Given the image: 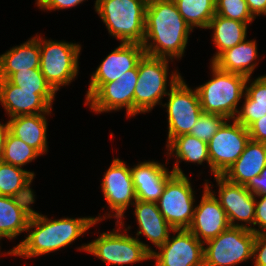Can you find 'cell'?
Masks as SVG:
<instances>
[{"label": "cell", "mask_w": 266, "mask_h": 266, "mask_svg": "<svg viewBox=\"0 0 266 266\" xmlns=\"http://www.w3.org/2000/svg\"><path fill=\"white\" fill-rule=\"evenodd\" d=\"M191 27L174 0H150L146 7L145 54L173 60L183 56ZM152 41L149 43V41Z\"/></svg>", "instance_id": "obj_1"}, {"label": "cell", "mask_w": 266, "mask_h": 266, "mask_svg": "<svg viewBox=\"0 0 266 266\" xmlns=\"http://www.w3.org/2000/svg\"><path fill=\"white\" fill-rule=\"evenodd\" d=\"M102 219L100 216L96 218L89 216L52 220L33 211L26 230L30 233L6 254L31 258L62 249Z\"/></svg>", "instance_id": "obj_2"}, {"label": "cell", "mask_w": 266, "mask_h": 266, "mask_svg": "<svg viewBox=\"0 0 266 266\" xmlns=\"http://www.w3.org/2000/svg\"><path fill=\"white\" fill-rule=\"evenodd\" d=\"M147 3L145 0H96L95 11L111 36L121 43L142 44Z\"/></svg>", "instance_id": "obj_3"}, {"label": "cell", "mask_w": 266, "mask_h": 266, "mask_svg": "<svg viewBox=\"0 0 266 266\" xmlns=\"http://www.w3.org/2000/svg\"><path fill=\"white\" fill-rule=\"evenodd\" d=\"M212 79L196 87L201 109L226 119H235L239 101L245 95L247 77L226 72L211 62Z\"/></svg>", "instance_id": "obj_4"}, {"label": "cell", "mask_w": 266, "mask_h": 266, "mask_svg": "<svg viewBox=\"0 0 266 266\" xmlns=\"http://www.w3.org/2000/svg\"><path fill=\"white\" fill-rule=\"evenodd\" d=\"M168 102V139L166 146L177 136L189 134L202 114L201 104L196 89L188 87L179 72H172Z\"/></svg>", "instance_id": "obj_5"}, {"label": "cell", "mask_w": 266, "mask_h": 266, "mask_svg": "<svg viewBox=\"0 0 266 266\" xmlns=\"http://www.w3.org/2000/svg\"><path fill=\"white\" fill-rule=\"evenodd\" d=\"M119 231L120 228L103 232L97 239L83 244L78 250L93 254L103 263L111 265L133 264L151 259L154 250L149 245Z\"/></svg>", "instance_id": "obj_6"}, {"label": "cell", "mask_w": 266, "mask_h": 266, "mask_svg": "<svg viewBox=\"0 0 266 266\" xmlns=\"http://www.w3.org/2000/svg\"><path fill=\"white\" fill-rule=\"evenodd\" d=\"M80 52L79 44L40 37V71L55 91L77 76Z\"/></svg>", "instance_id": "obj_7"}, {"label": "cell", "mask_w": 266, "mask_h": 266, "mask_svg": "<svg viewBox=\"0 0 266 266\" xmlns=\"http://www.w3.org/2000/svg\"><path fill=\"white\" fill-rule=\"evenodd\" d=\"M170 59L144 54L138 62V80L134 91V116L151 111L166 96Z\"/></svg>", "instance_id": "obj_8"}, {"label": "cell", "mask_w": 266, "mask_h": 266, "mask_svg": "<svg viewBox=\"0 0 266 266\" xmlns=\"http://www.w3.org/2000/svg\"><path fill=\"white\" fill-rule=\"evenodd\" d=\"M255 234L243 227L230 226L204 244V266H234L253 258Z\"/></svg>", "instance_id": "obj_9"}, {"label": "cell", "mask_w": 266, "mask_h": 266, "mask_svg": "<svg viewBox=\"0 0 266 266\" xmlns=\"http://www.w3.org/2000/svg\"><path fill=\"white\" fill-rule=\"evenodd\" d=\"M138 80V65L124 73L117 81L90 84L85 104L96 113L126 107L127 117L134 116V91Z\"/></svg>", "instance_id": "obj_10"}, {"label": "cell", "mask_w": 266, "mask_h": 266, "mask_svg": "<svg viewBox=\"0 0 266 266\" xmlns=\"http://www.w3.org/2000/svg\"><path fill=\"white\" fill-rule=\"evenodd\" d=\"M194 191L188 177L174 174L157 201L165 220L174 229H188L194 215Z\"/></svg>", "instance_id": "obj_11"}, {"label": "cell", "mask_w": 266, "mask_h": 266, "mask_svg": "<svg viewBox=\"0 0 266 266\" xmlns=\"http://www.w3.org/2000/svg\"><path fill=\"white\" fill-rule=\"evenodd\" d=\"M233 120V123L229 124L227 119L208 142L211 172L214 176L223 175L250 141L248 128Z\"/></svg>", "instance_id": "obj_12"}, {"label": "cell", "mask_w": 266, "mask_h": 266, "mask_svg": "<svg viewBox=\"0 0 266 266\" xmlns=\"http://www.w3.org/2000/svg\"><path fill=\"white\" fill-rule=\"evenodd\" d=\"M102 180L103 196L108 202L111 212L115 213L105 215H108V218L109 216L115 217L117 219L116 226L120 224L119 226L122 228L125 210L137 200L131 168L127 167L126 163L119 158H114Z\"/></svg>", "instance_id": "obj_13"}, {"label": "cell", "mask_w": 266, "mask_h": 266, "mask_svg": "<svg viewBox=\"0 0 266 266\" xmlns=\"http://www.w3.org/2000/svg\"><path fill=\"white\" fill-rule=\"evenodd\" d=\"M176 236L151 253L155 266H204V243L200 242L188 229H174Z\"/></svg>", "instance_id": "obj_14"}, {"label": "cell", "mask_w": 266, "mask_h": 266, "mask_svg": "<svg viewBox=\"0 0 266 266\" xmlns=\"http://www.w3.org/2000/svg\"><path fill=\"white\" fill-rule=\"evenodd\" d=\"M214 177L219 186L217 200L225 210L230 226L252 231L251 225H255V195L249 192L245 185L232 183L222 175ZM236 220L245 222V225L236 224Z\"/></svg>", "instance_id": "obj_15"}, {"label": "cell", "mask_w": 266, "mask_h": 266, "mask_svg": "<svg viewBox=\"0 0 266 266\" xmlns=\"http://www.w3.org/2000/svg\"><path fill=\"white\" fill-rule=\"evenodd\" d=\"M216 197L206 182L201 201L199 205L195 206L193 219L188 227V230L203 243L215 238L230 227L226 212Z\"/></svg>", "instance_id": "obj_16"}, {"label": "cell", "mask_w": 266, "mask_h": 266, "mask_svg": "<svg viewBox=\"0 0 266 266\" xmlns=\"http://www.w3.org/2000/svg\"><path fill=\"white\" fill-rule=\"evenodd\" d=\"M144 54L142 44L120 43L91 75L90 84L117 81L125 72L134 69Z\"/></svg>", "instance_id": "obj_17"}, {"label": "cell", "mask_w": 266, "mask_h": 266, "mask_svg": "<svg viewBox=\"0 0 266 266\" xmlns=\"http://www.w3.org/2000/svg\"><path fill=\"white\" fill-rule=\"evenodd\" d=\"M0 103L10 118L19 115L50 114L52 106L34 91L22 90L7 79H0Z\"/></svg>", "instance_id": "obj_18"}, {"label": "cell", "mask_w": 266, "mask_h": 266, "mask_svg": "<svg viewBox=\"0 0 266 266\" xmlns=\"http://www.w3.org/2000/svg\"><path fill=\"white\" fill-rule=\"evenodd\" d=\"M131 168L137 200L157 202L166 182L175 174L159 162L145 161Z\"/></svg>", "instance_id": "obj_19"}, {"label": "cell", "mask_w": 266, "mask_h": 266, "mask_svg": "<svg viewBox=\"0 0 266 266\" xmlns=\"http://www.w3.org/2000/svg\"><path fill=\"white\" fill-rule=\"evenodd\" d=\"M35 199L13 198L0 195V240L15 239L26 232L29 220L33 214Z\"/></svg>", "instance_id": "obj_20"}, {"label": "cell", "mask_w": 266, "mask_h": 266, "mask_svg": "<svg viewBox=\"0 0 266 266\" xmlns=\"http://www.w3.org/2000/svg\"><path fill=\"white\" fill-rule=\"evenodd\" d=\"M134 215L139 226L138 236L143 234L157 248L163 245L170 236L169 231L174 228L165 220L161 214L157 202L136 200Z\"/></svg>", "instance_id": "obj_21"}, {"label": "cell", "mask_w": 266, "mask_h": 266, "mask_svg": "<svg viewBox=\"0 0 266 266\" xmlns=\"http://www.w3.org/2000/svg\"><path fill=\"white\" fill-rule=\"evenodd\" d=\"M266 167V143L250 139L239 158L222 175L228 181L246 185Z\"/></svg>", "instance_id": "obj_22"}, {"label": "cell", "mask_w": 266, "mask_h": 266, "mask_svg": "<svg viewBox=\"0 0 266 266\" xmlns=\"http://www.w3.org/2000/svg\"><path fill=\"white\" fill-rule=\"evenodd\" d=\"M28 69H40L38 35L0 55V79H8L13 73Z\"/></svg>", "instance_id": "obj_23"}, {"label": "cell", "mask_w": 266, "mask_h": 266, "mask_svg": "<svg viewBox=\"0 0 266 266\" xmlns=\"http://www.w3.org/2000/svg\"><path fill=\"white\" fill-rule=\"evenodd\" d=\"M45 115H19L9 119V132L36 149L41 155L47 152V120Z\"/></svg>", "instance_id": "obj_24"}, {"label": "cell", "mask_w": 266, "mask_h": 266, "mask_svg": "<svg viewBox=\"0 0 266 266\" xmlns=\"http://www.w3.org/2000/svg\"><path fill=\"white\" fill-rule=\"evenodd\" d=\"M256 40H244L232 48L222 52L212 63L219 69L243 75L247 78L251 77L252 72L257 65Z\"/></svg>", "instance_id": "obj_25"}, {"label": "cell", "mask_w": 266, "mask_h": 266, "mask_svg": "<svg viewBox=\"0 0 266 266\" xmlns=\"http://www.w3.org/2000/svg\"><path fill=\"white\" fill-rule=\"evenodd\" d=\"M34 176V172L3 162L0 159V195L35 199L34 192L30 188Z\"/></svg>", "instance_id": "obj_26"}, {"label": "cell", "mask_w": 266, "mask_h": 266, "mask_svg": "<svg viewBox=\"0 0 266 266\" xmlns=\"http://www.w3.org/2000/svg\"><path fill=\"white\" fill-rule=\"evenodd\" d=\"M169 155L174 154L178 160L173 166L172 171L177 175H184L179 167L180 160L193 162L202 165L204 161L208 163L211 170L210 159L208 155V143L190 135L183 134L175 137L167 146Z\"/></svg>", "instance_id": "obj_27"}, {"label": "cell", "mask_w": 266, "mask_h": 266, "mask_svg": "<svg viewBox=\"0 0 266 266\" xmlns=\"http://www.w3.org/2000/svg\"><path fill=\"white\" fill-rule=\"evenodd\" d=\"M246 82L245 102L235 120L248 128L253 122L266 115V75ZM250 83V86L247 85Z\"/></svg>", "instance_id": "obj_28"}, {"label": "cell", "mask_w": 266, "mask_h": 266, "mask_svg": "<svg viewBox=\"0 0 266 266\" xmlns=\"http://www.w3.org/2000/svg\"><path fill=\"white\" fill-rule=\"evenodd\" d=\"M247 23L228 19L215 14L206 29H213V42L218 49L211 62L222 52L241 43L247 36Z\"/></svg>", "instance_id": "obj_29"}, {"label": "cell", "mask_w": 266, "mask_h": 266, "mask_svg": "<svg viewBox=\"0 0 266 266\" xmlns=\"http://www.w3.org/2000/svg\"><path fill=\"white\" fill-rule=\"evenodd\" d=\"M179 13L193 30L206 29L216 14V0H174Z\"/></svg>", "instance_id": "obj_30"}, {"label": "cell", "mask_w": 266, "mask_h": 266, "mask_svg": "<svg viewBox=\"0 0 266 266\" xmlns=\"http://www.w3.org/2000/svg\"><path fill=\"white\" fill-rule=\"evenodd\" d=\"M7 80L22 90L40 94L52 106L57 92L46 81L40 69L15 72Z\"/></svg>", "instance_id": "obj_31"}, {"label": "cell", "mask_w": 266, "mask_h": 266, "mask_svg": "<svg viewBox=\"0 0 266 266\" xmlns=\"http://www.w3.org/2000/svg\"><path fill=\"white\" fill-rule=\"evenodd\" d=\"M40 155L41 154L36 149L9 132L5 140L4 152L1 160L11 165L23 167Z\"/></svg>", "instance_id": "obj_32"}, {"label": "cell", "mask_w": 266, "mask_h": 266, "mask_svg": "<svg viewBox=\"0 0 266 266\" xmlns=\"http://www.w3.org/2000/svg\"><path fill=\"white\" fill-rule=\"evenodd\" d=\"M216 14L247 24L255 19L245 0H216Z\"/></svg>", "instance_id": "obj_33"}, {"label": "cell", "mask_w": 266, "mask_h": 266, "mask_svg": "<svg viewBox=\"0 0 266 266\" xmlns=\"http://www.w3.org/2000/svg\"><path fill=\"white\" fill-rule=\"evenodd\" d=\"M226 120L221 115L202 112L189 134L208 143Z\"/></svg>", "instance_id": "obj_34"}, {"label": "cell", "mask_w": 266, "mask_h": 266, "mask_svg": "<svg viewBox=\"0 0 266 266\" xmlns=\"http://www.w3.org/2000/svg\"><path fill=\"white\" fill-rule=\"evenodd\" d=\"M256 197L261 198L259 201ZM255 226L258 225V229L252 227V232L265 233L266 232V195L255 196ZM260 229V230H259Z\"/></svg>", "instance_id": "obj_35"}, {"label": "cell", "mask_w": 266, "mask_h": 266, "mask_svg": "<svg viewBox=\"0 0 266 266\" xmlns=\"http://www.w3.org/2000/svg\"><path fill=\"white\" fill-rule=\"evenodd\" d=\"M252 259L254 266H266V232L255 234Z\"/></svg>", "instance_id": "obj_36"}, {"label": "cell", "mask_w": 266, "mask_h": 266, "mask_svg": "<svg viewBox=\"0 0 266 266\" xmlns=\"http://www.w3.org/2000/svg\"><path fill=\"white\" fill-rule=\"evenodd\" d=\"M36 4L40 9L44 10H60L72 8L82 3L84 0H36Z\"/></svg>", "instance_id": "obj_37"}, {"label": "cell", "mask_w": 266, "mask_h": 266, "mask_svg": "<svg viewBox=\"0 0 266 266\" xmlns=\"http://www.w3.org/2000/svg\"><path fill=\"white\" fill-rule=\"evenodd\" d=\"M245 187L255 196L266 195V167L258 176L253 177Z\"/></svg>", "instance_id": "obj_38"}, {"label": "cell", "mask_w": 266, "mask_h": 266, "mask_svg": "<svg viewBox=\"0 0 266 266\" xmlns=\"http://www.w3.org/2000/svg\"><path fill=\"white\" fill-rule=\"evenodd\" d=\"M248 132L251 140L266 143V115L253 122Z\"/></svg>", "instance_id": "obj_39"}, {"label": "cell", "mask_w": 266, "mask_h": 266, "mask_svg": "<svg viewBox=\"0 0 266 266\" xmlns=\"http://www.w3.org/2000/svg\"><path fill=\"white\" fill-rule=\"evenodd\" d=\"M251 14L256 18L259 15L266 16V0H245Z\"/></svg>", "instance_id": "obj_40"}, {"label": "cell", "mask_w": 266, "mask_h": 266, "mask_svg": "<svg viewBox=\"0 0 266 266\" xmlns=\"http://www.w3.org/2000/svg\"><path fill=\"white\" fill-rule=\"evenodd\" d=\"M8 133H9L8 121L6 124H2L0 122V159H1L3 152H4L5 140H6Z\"/></svg>", "instance_id": "obj_41"}]
</instances>
